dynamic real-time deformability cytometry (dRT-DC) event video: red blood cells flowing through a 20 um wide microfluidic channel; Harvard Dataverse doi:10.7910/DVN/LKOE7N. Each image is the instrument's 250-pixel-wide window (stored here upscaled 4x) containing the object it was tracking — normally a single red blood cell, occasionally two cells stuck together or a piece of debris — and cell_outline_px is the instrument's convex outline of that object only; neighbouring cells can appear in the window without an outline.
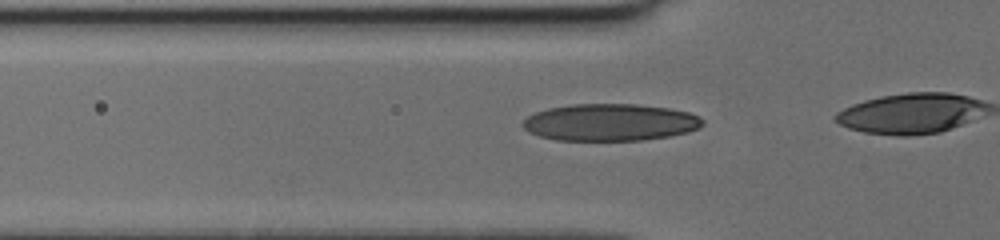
{"species": "human", "species_latin": "Homo sapiens", "temperature_condition": "cold", "stored_images_in_passage": 8, "camera_frame_rate_fps": 3000, "um_per_image_px": 0.085, "donor": {"sex": "female"}, "frame": {"image": 1, "passage_image": 3, "time_ms": 0.667, "image_size_px": [1000, 240], "cell_outline_px": [[704, 124], [700, 128], [688, 132], [668, 136], [640, 140], [556, 140], [540, 136], [528, 132], [520, 124], [528, 116], [536, 112], [548, 108], [572, 104], [636, 104], [668, 108], [688, 112], [704, 120]], "centroid_in_image_um": [51.84, 10.4], "position_along_channel_um": 74.0, "area_um2": 38.78}}
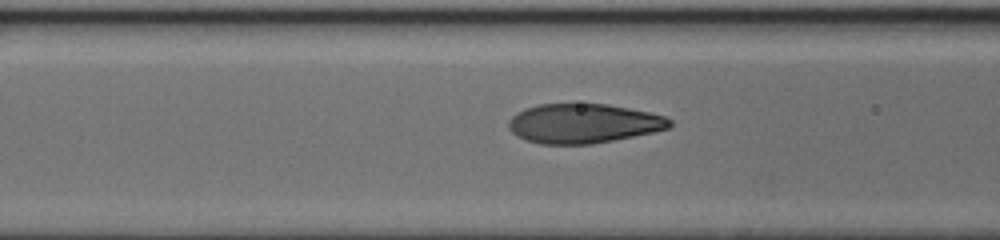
{"frame": {"image": 2, "passage_image": 6, "time_ms": 1.667, "image_size_px": [1000, 240], "cell_outline_px": [[672, 124], [668, 128], [652, 132], [592, 144], [540, 144], [524, 140], [512, 132], [508, 128], [508, 120], [516, 112], [524, 108], [540, 104], [608, 104], [648, 112], [664, 116], [672, 120]], "centroid_in_image_um": [49.54, 10.49], "position_along_channel_um": 117.1, "area_um2": 36.93}}